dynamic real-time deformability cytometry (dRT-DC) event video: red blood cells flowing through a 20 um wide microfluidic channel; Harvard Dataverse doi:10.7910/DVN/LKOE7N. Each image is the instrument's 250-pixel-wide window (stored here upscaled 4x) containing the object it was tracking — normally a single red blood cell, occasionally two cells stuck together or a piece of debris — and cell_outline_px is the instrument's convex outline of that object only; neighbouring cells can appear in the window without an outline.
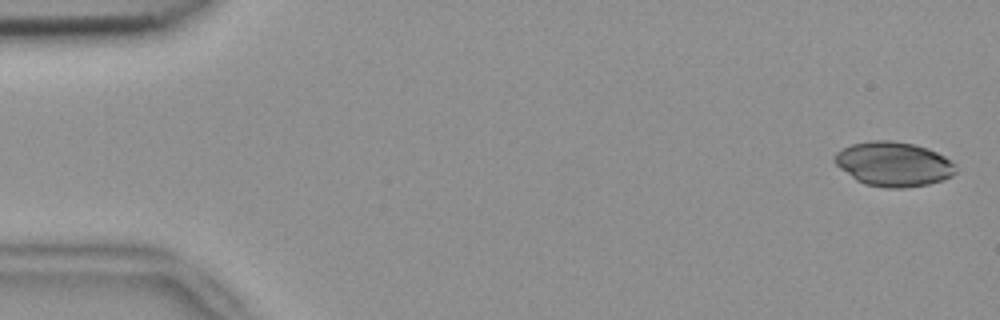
{"species": "common noctule bat (a hibernating species)", "species_latin": "Nyctalus noctula", "temperature_condition": "room temperature", "stored_images_in_passage": 55, "camera_frame_rate_fps": 3000, "um_per_image_px": 0.085, "animal": {"sex": "female", "body_mass_g": 18.4}, "frame": {"image": 1, "passage_image": 2, "time_ms": 0.333, "image_size_px": [1000, 320], "cell_outline_px": [[956, 172], [952, 176], [928, 184], [904, 188], [888, 188], [864, 184], [856, 180], [840, 168], [832, 160], [832, 156], [836, 152], [852, 144], [872, 140], [888, 140], [912, 144], [928, 148], [944, 156], [956, 164]], "centroid_in_image_um": [75.93, 13.95], "position_along_channel_um": 9.1, "area_um2": 31.39}}